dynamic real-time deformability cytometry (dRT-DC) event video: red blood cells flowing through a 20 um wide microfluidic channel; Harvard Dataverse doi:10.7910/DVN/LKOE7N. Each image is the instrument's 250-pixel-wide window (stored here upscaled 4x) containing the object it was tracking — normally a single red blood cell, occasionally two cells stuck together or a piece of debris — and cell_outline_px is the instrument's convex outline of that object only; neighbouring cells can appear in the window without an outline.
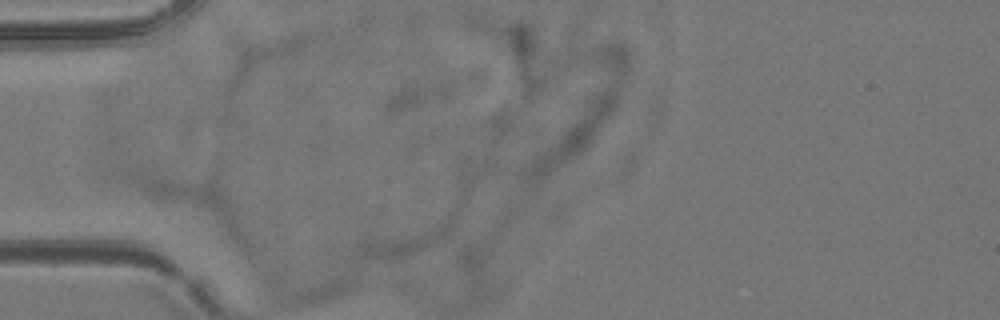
{"species": "common noctule bat (a hibernating species)", "species_latin": "Nyctalus noctula", "temperature_condition": "room temperature", "stored_images_in_passage": 2, "camera_frame_rate_fps": 3000, "um_per_image_px": 0.085, "animal": {"sex": "female", "body_mass_g": 24.6, "forearm_length_mm": 56.2}, "frame": {"image": 1, "passage_image": 1, "time_ms": 0.0, "image_size_px": [1000, 320], "cell_outline_px": [[460, 208], [448, 232], [444, 236], [396, 260], [356, 260], [352, 252], [360, 240], [368, 232], [456, 208]], "centroid_in_image_um": [34.35, 20.16], "position_along_channel_um": 50.7, "area_um2": 20.63}}